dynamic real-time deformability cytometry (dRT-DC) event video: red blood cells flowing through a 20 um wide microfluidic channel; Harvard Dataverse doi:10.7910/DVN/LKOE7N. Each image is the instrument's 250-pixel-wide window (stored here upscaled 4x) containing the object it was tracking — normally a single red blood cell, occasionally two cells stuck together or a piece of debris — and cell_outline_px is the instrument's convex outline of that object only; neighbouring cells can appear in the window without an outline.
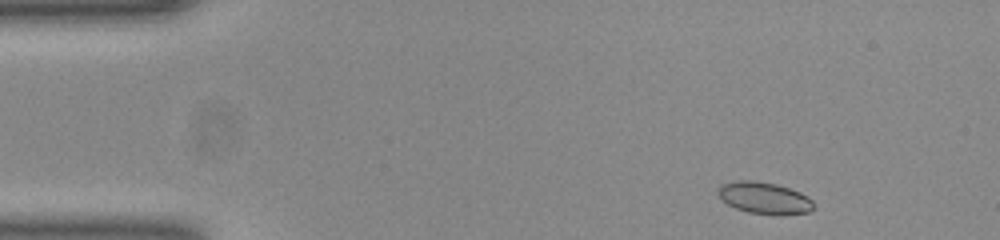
{"species": "common noctule bat (a hibernating species)", "species_latin": "Nyctalus noctula", "temperature_condition": "room temperature", "stored_images_in_passage": 48, "camera_frame_rate_fps": 3000, "um_per_image_px": 0.085, "animal": {"sex": "female", "body_mass_g": 23.0, "forearm_length_mm": 53.4}, "frame": {"image": 1, "passage_image": 2, "time_ms": 0.333, "image_size_px": [1000, 240], "cell_outline_px": [[812, 208], [808, 212], [748, 212], [736, 208], [728, 204], [720, 196], [720, 184], [740, 180], [752, 180], [776, 184], [800, 192], [808, 196], [812, 200]], "centroid_in_image_um": [64.94, 16.77], "position_along_channel_um": 20.1, "area_um2": 16.65}}
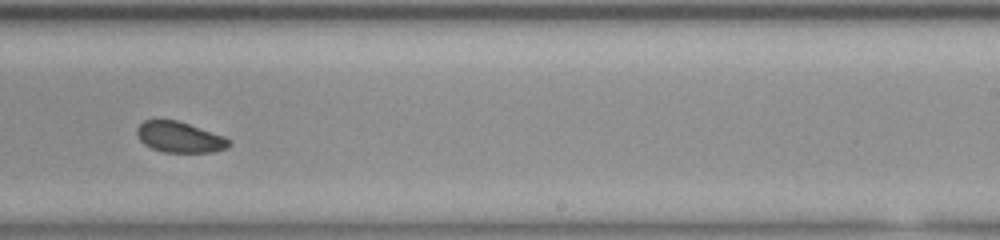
{"frame": {"image": 2, "passage_image": 28, "time_ms": 9.0, "image_size_px": [1000, 240], "cell_outline_px": [[232, 144], [228, 148], [212, 152], [164, 152], [152, 148], [144, 144], [140, 140], [136, 132], [136, 128], [144, 120], [176, 120], [224, 136], [232, 140]], "centroid_in_image_um": [15.29, 11.67], "position_along_channel_um": 273.7, "area_um2": 16.47}}
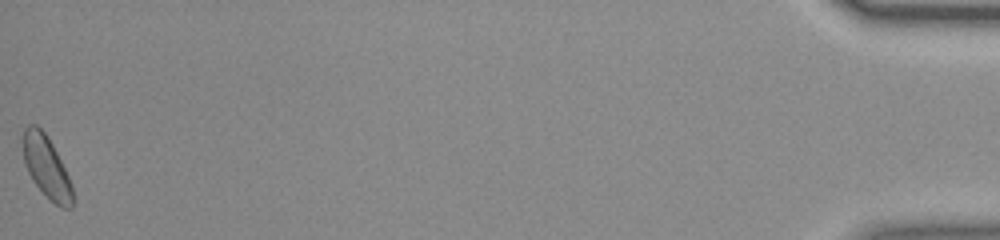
{"frame": {"image": 3, "passage_image": 48, "time_ms": 15.667, "image_size_px": [1000, 240], "cell_outline_px": [[72, 208], [60, 208], [32, 180], [28, 172], [24, 160], [24, 128], [28, 124], [36, 124], [48, 136], [72, 184]], "centroid_in_image_um": [3.95, 14.18], "position_along_channel_um": 431.2, "area_um2": 17.34}, "authors_computed_cell_mechanics": {"area_um2": 17.2244, "velocity_mm_per_s": 3.9115, "shape_relaxation_time_tau1_ms": 1.0113, "shape_relaxation_time_tau2_ms": null, "deformation_change_tau1": 0.0399, "deformation_change_tau2": null}}